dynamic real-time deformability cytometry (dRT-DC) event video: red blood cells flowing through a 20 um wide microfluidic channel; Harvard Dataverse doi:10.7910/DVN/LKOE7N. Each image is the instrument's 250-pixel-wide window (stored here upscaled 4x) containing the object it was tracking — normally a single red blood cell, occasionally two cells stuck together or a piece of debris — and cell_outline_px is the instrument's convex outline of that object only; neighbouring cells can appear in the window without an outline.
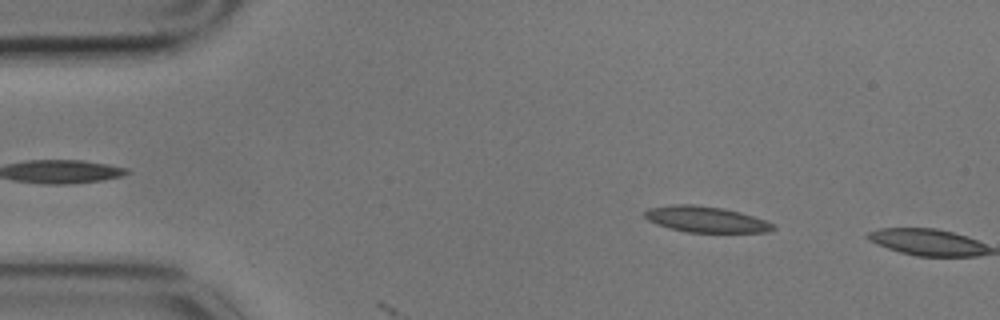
{"species": "common noctule bat (a hibernating species)", "species_latin": "Nyctalus noctula", "temperature_condition": "cold", "stored_images_in_passage": 10, "camera_frame_rate_fps": 3000, "um_per_image_px": 0.085, "animal": {"sex": "male", "body_mass_g": 17.9}, "frame": {"image": 1, "passage_image": 7, "time_ms": 2.0, "image_size_px": [1000, 320], "cell_outline_px": [[776, 228], [768, 232], [688, 232], [668, 228], [656, 224], [648, 220], [644, 216], [644, 212], [648, 208], [676, 204], [696, 204], [724, 208], [740, 212], [776, 224]], "centroid_in_image_um": [59.99, 18.64], "position_along_channel_um": 25.0, "area_um2": 19.48}}